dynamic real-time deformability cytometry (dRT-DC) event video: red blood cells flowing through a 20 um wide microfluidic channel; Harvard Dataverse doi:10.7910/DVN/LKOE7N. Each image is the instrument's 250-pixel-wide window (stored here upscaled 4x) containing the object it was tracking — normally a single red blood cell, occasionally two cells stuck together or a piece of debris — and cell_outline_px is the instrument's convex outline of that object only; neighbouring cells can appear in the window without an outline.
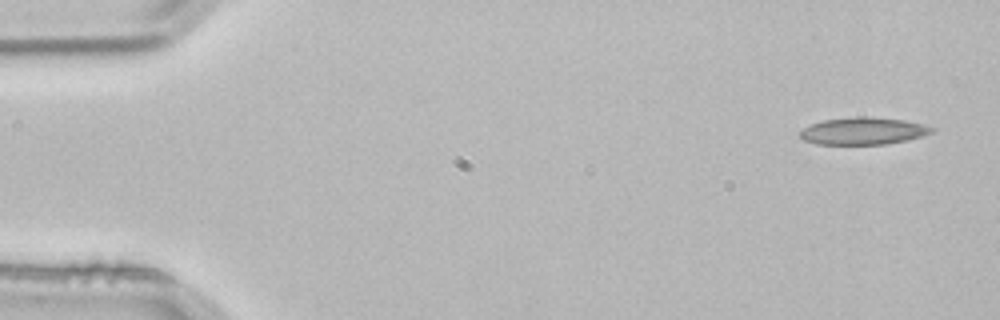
{"species": "common noctule bat (a hibernating species)", "species_latin": "Nyctalus noctula", "temperature_condition": "room temperature", "stored_images_in_passage": 3, "camera_frame_rate_fps": 3000, "um_per_image_px": 0.085, "animal": {"sex": "male", "body_mass_g": 21.5, "forearm_length_mm": 52.0}, "frame": {"image": 1, "passage_image": 1, "time_ms": 0.0, "image_size_px": [1000, 320], "cell_outline_px": [[936, 128], [932, 132], [908, 140], [884, 144], [816, 144], [804, 140], [800, 136], [800, 132], [804, 128], [812, 124], [824, 120], [856, 116], [864, 116], [904, 120], [924, 124]], "centroid_in_image_um": [73.39, 11.13], "position_along_channel_um": 11.6, "area_um2": 20.75}}